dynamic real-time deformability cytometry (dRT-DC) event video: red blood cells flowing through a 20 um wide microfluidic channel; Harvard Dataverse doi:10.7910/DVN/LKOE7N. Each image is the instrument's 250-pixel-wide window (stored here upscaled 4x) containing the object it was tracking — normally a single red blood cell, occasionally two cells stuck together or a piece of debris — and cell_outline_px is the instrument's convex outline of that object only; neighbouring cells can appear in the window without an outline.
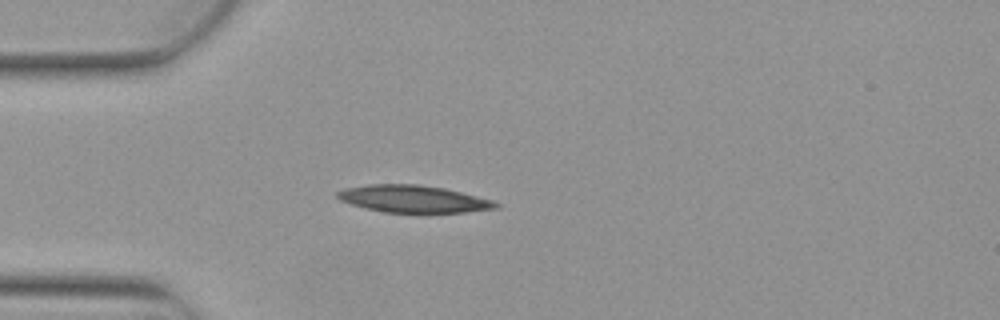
{"species": "Egyptian fruit bat (a non-hibernating species)", "species_latin": "Rousettus aegyptiacus", "temperature_condition": "warm", "stored_images_in_passage": 1, "camera_frame_rate_fps": 3000, "um_per_image_px": 0.085, "animal": {"sex": "female"}, "frame": {"image": 1, "passage_image": 1, "time_ms": 0.0, "image_size_px": [1000, 320], "cell_outline_px": [[500, 208], [428, 216], [384, 212], [352, 204], [340, 200], [336, 196], [336, 192], [344, 188], [368, 184], [416, 184], [444, 188], [492, 200], [500, 204]], "centroid_in_image_um": [35.17, 16.95], "position_along_channel_um": 49.8, "area_um2": 26.01}}